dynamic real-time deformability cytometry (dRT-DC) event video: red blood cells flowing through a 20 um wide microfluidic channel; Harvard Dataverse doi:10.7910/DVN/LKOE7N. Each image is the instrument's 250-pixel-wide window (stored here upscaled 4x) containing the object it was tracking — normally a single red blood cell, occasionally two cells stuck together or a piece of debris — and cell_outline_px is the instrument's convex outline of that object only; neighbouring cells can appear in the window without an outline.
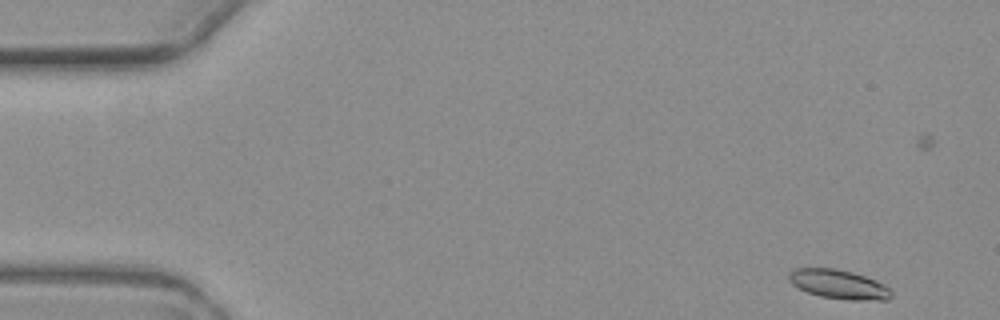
{"species": "common noctule bat (a hibernating species)", "species_latin": "Nyctalus noctula", "temperature_condition": "warm", "stored_images_in_passage": 4, "camera_frame_rate_fps": 3000, "um_per_image_px": 0.085, "animal": {"sex": "female", "body_mass_g": 19.3, "forearm_length_mm": 54.1}, "frame": {"image": 1, "passage_image": 1, "time_ms": 0.0, "image_size_px": [1000, 320], "cell_outline_px": [[892, 296], [888, 300], [848, 300], [820, 296], [808, 292], [792, 284], [788, 280], [788, 272], [796, 268], [836, 268], [852, 272], [876, 280], [884, 284], [892, 292]], "centroid_in_image_um": [71.29, 24.16], "position_along_channel_um": 13.7, "area_um2": 17.46}}
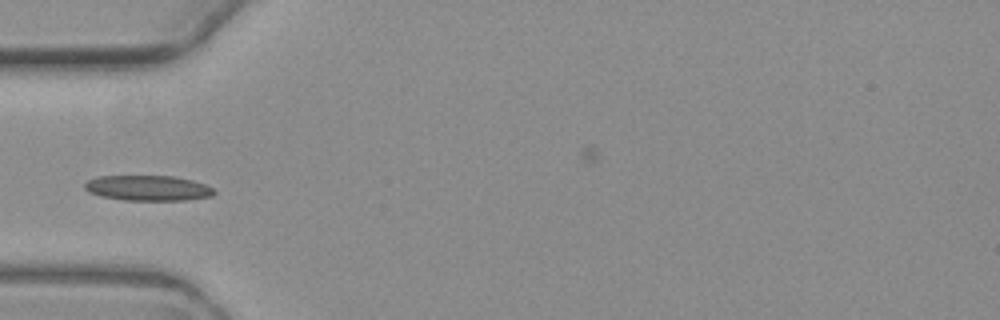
{"frame": {"image": 2, "passage_image": 3, "time_ms": 5.0, "image_size_px": [1000, 320], "cell_outline_px": [[216, 192], [212, 196], [184, 200], [124, 200], [100, 196], [88, 192], [84, 188], [84, 184], [88, 180], [96, 176], [176, 176], [192, 180], [204, 184], [212, 188]], "centroid_in_image_um": [12.55, 15.98], "position_along_channel_um": 72.5, "area_um2": 19.13}}